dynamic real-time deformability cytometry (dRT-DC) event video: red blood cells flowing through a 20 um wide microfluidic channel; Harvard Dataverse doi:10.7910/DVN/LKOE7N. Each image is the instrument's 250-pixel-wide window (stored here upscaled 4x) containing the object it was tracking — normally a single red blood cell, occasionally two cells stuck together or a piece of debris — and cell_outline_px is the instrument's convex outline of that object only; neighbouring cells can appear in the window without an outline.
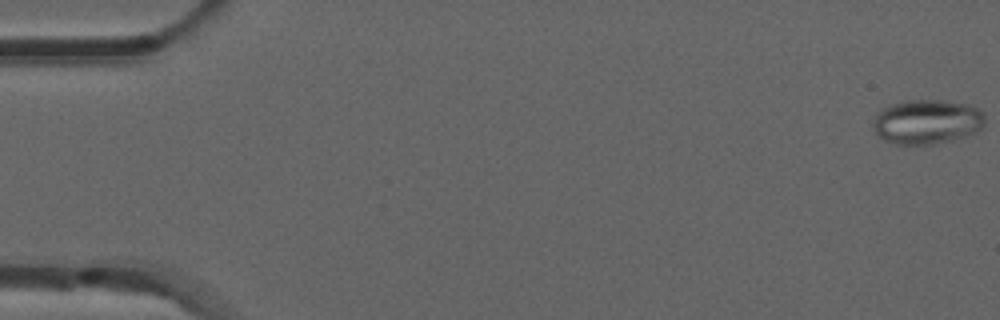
{"species": "common noctule bat (a hibernating species)", "species_latin": "Nyctalus noctula", "temperature_condition": "room temperature", "stored_images_in_passage": 15, "camera_frame_rate_fps": 3000, "um_per_image_px": 0.085, "animal": {"sex": "male", "forearm_length_mm": 52.5}, "frame": {"image": 1, "passage_image": 1, "time_ms": 0.0, "image_size_px": [1000, 320], "cell_outline_px": [[984, 128], [968, 136], [936, 144], [896, 144], [884, 140], [876, 136], [872, 128], [872, 120], [880, 108], [892, 104], [908, 100], [944, 100], [972, 104], [984, 116]], "centroid_in_image_um": [78.77, 10.35], "position_along_channel_um": 6.2, "area_um2": 29.59}}